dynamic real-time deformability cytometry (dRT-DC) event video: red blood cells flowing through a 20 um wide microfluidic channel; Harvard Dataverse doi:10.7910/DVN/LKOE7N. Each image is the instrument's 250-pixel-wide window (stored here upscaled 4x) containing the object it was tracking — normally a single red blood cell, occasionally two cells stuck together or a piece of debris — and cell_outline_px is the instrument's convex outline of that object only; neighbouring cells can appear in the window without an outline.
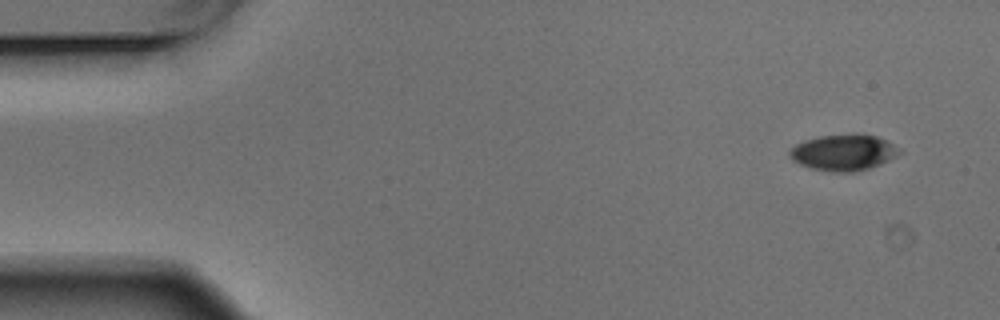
{"species": "Egyptian fruit bat (a non-hibernating species)", "species_latin": "Rousettus aegyptiacus", "temperature_condition": "warm", "stored_images_in_passage": 4, "camera_frame_rate_fps": 3000, "um_per_image_px": 0.085, "animal": {"sex": "male"}, "frame": {"image": 1, "passage_image": 1, "time_ms": 0.0, "image_size_px": [1000, 320], "cell_outline_px": [[904, 152], [880, 164], [868, 168], [852, 172], [832, 172], [812, 168], [800, 164], [792, 160], [788, 152], [796, 144], [804, 140], [820, 136], [852, 132], [856, 132], [876, 136], [900, 148]], "centroid_in_image_um": [71.71, 12.93], "position_along_channel_um": 13.3, "area_um2": 23.29}}
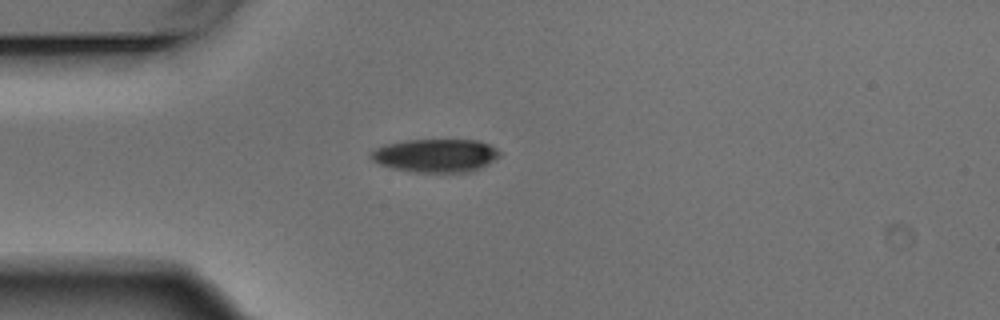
{"frame": {"image": 2, "passage_image": 4, "time_ms": 1.0, "image_size_px": [1000, 320], "cell_outline_px": [[500, 156], [480, 168], [468, 172], [408, 172], [392, 168], [380, 164], [372, 160], [368, 156], [376, 148], [384, 144], [404, 140], [480, 140], [496, 148], [500, 152]], "centroid_in_image_um": [37.0, 13.22], "position_along_channel_um": 48.0, "area_um2": 25.09}}